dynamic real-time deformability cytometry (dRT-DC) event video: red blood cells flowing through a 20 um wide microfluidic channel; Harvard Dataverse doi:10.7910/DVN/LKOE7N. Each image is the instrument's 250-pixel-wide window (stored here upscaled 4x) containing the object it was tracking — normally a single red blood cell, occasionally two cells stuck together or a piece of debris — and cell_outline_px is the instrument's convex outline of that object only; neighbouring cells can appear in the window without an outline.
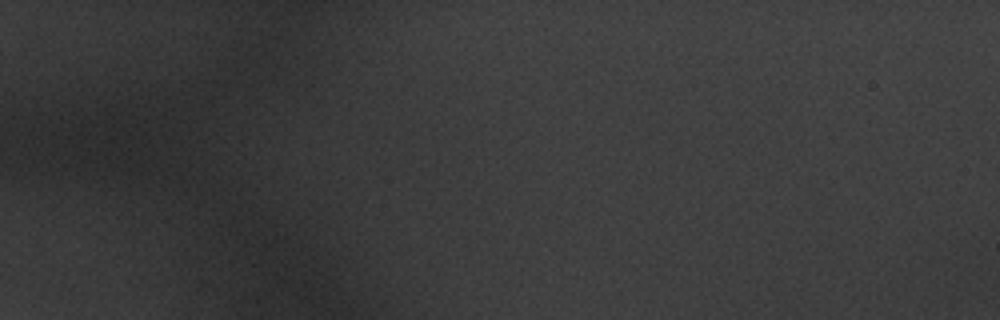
{"species": "common noctule bat (a hibernating species)", "species_latin": "Nyctalus noctula", "temperature_condition": "warm", "stored_images_in_passage": 2, "camera_frame_rate_fps": 3000, "um_per_image_px": 0.085, "animal": {"sex": "male", "body_mass_g": 20.1, "forearm_length_mm": 53.5}, "frame": {"image": 1, "passage_image": 1, "time_ms": 0.0, "image_size_px": [1000, 320], "cell_outline_px": [[144, 160], [140, 172], [124, 172], [100, 164], [92, 160], [88, 156], [104, 132], [120, 132], [140, 136]], "centroid_in_image_um": [10.12, 12.91], "position_along_channel_um": 74.9, "area_um2": 12.2}}